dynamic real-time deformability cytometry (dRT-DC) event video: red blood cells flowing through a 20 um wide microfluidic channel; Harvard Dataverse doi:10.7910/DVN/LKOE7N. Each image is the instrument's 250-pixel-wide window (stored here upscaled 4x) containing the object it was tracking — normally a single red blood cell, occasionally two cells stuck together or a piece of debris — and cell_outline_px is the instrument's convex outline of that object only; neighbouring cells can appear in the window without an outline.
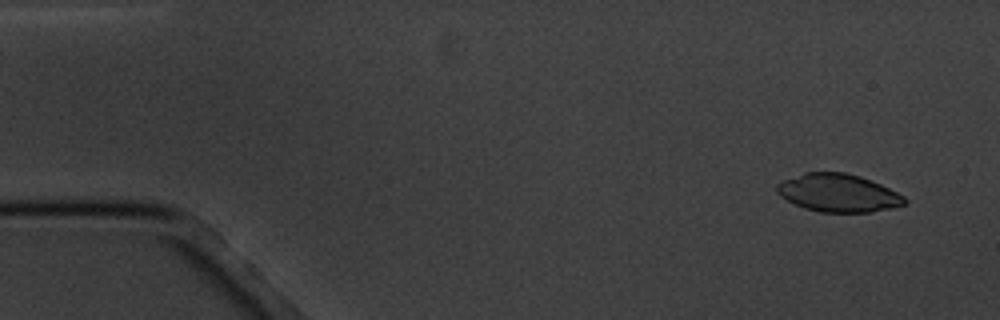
{"species": "common noctule bat (a hibernating species)", "species_latin": "Nyctalus noctula", "temperature_condition": "cold", "stored_images_in_passage": 4, "camera_frame_rate_fps": 3000, "um_per_image_px": 0.085, "animal": {"sex": "male", "body_mass_g": 20.1, "forearm_length_mm": 53.5}, "frame": {"image": 1, "passage_image": 1, "time_ms": 0.0, "image_size_px": [1000, 320], "cell_outline_px": [[908, 200], [904, 204], [892, 208], [872, 212], [820, 212], [804, 208], [780, 196], [776, 192], [776, 184], [780, 180], [804, 172], [844, 172], [860, 176], [872, 180], [904, 196]], "centroid_in_image_um": [71.22, 16.39], "position_along_channel_um": 13.8, "area_um2": 28.38}}